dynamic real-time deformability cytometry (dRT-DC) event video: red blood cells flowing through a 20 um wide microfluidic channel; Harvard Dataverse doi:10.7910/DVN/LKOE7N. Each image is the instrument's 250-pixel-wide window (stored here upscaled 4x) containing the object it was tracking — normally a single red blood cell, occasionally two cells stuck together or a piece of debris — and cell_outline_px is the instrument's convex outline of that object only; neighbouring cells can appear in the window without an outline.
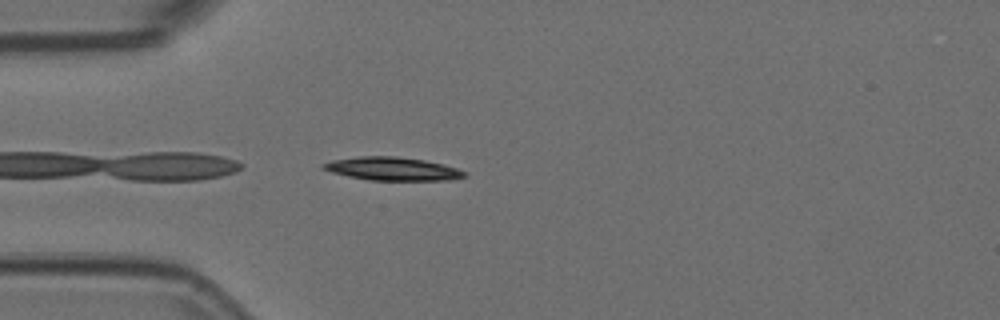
{"species": "Egyptian fruit bat (a non-hibernating species)", "species_latin": "Rousettus aegyptiacus", "temperature_condition": "room temperature", "stored_images_in_passage": 40, "camera_frame_rate_fps": 3000, "um_per_image_px": 0.085, "animal": {"sex": "female"}, "frame": {"image": 1, "passage_image": 1, "time_ms": 0.0, "image_size_px": [1000, 320], "cell_outline_px": [[468, 176], [452, 180], [368, 180], [348, 176], [332, 172], [320, 168], [320, 164], [332, 160], [360, 156], [396, 156], [424, 160], [456, 168], [468, 172]], "centroid_in_image_um": [33.35, 14.35], "position_along_channel_um": 51.6, "area_um2": 19.19}}
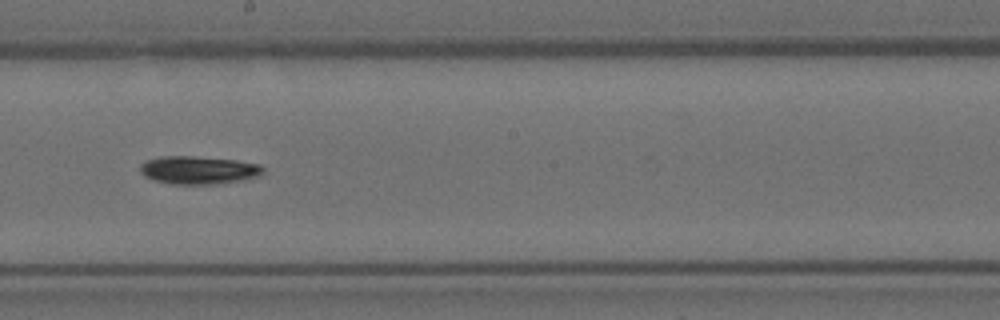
{"frame": {"image": 2, "passage_image": 16, "time_ms": 5.0, "image_size_px": [1000, 320], "cell_outline_px": [[264, 172], [256, 176], [240, 180], [220, 184], [168, 184], [152, 180], [144, 176], [140, 172], [140, 164], [148, 160], [164, 156], [192, 156], [236, 160], [260, 164], [264, 168]], "centroid_in_image_um": [16.85, 14.46], "position_along_channel_um": 231.4, "area_um2": 20.11}}
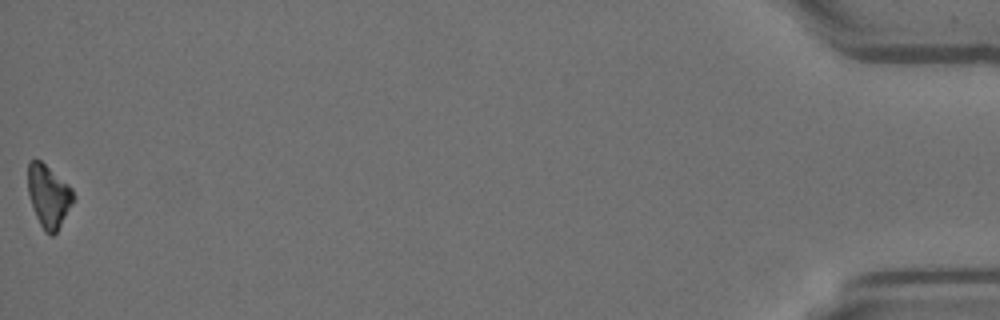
{"frame": {"image": 3, "passage_image": 40, "time_ms": 13.0, "image_size_px": [1000, 320], "cell_outline_px": [[76, 196], [56, 232], [52, 236], [44, 232], [36, 216], [28, 192], [28, 160], [40, 160], [68, 184], [72, 188]], "centroid_in_image_um": [4.13, 16.66], "position_along_channel_um": 431.1, "area_um2": 16.36}, "authors_computed_cell_mechanics": {"area_um2": 18.9295, "velocity_mm_per_s": 3.7587, "shape_relaxation_time_tau1_ms": 7.465, "shape_relaxation_time_tau2_ms": null, "deformation_change_tau1": 0.1818, "deformation_change_tau2": null}}